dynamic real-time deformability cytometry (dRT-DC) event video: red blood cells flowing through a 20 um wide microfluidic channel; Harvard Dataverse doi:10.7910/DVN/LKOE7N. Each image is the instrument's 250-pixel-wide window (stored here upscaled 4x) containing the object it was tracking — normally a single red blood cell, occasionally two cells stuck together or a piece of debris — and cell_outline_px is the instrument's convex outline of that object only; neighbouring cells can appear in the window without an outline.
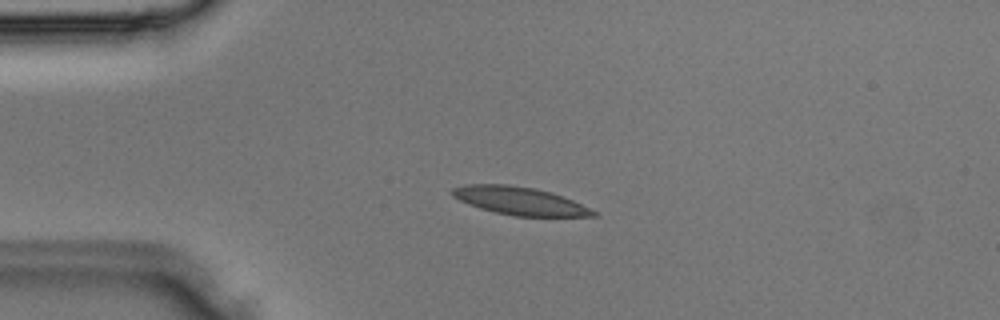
{"species": "Egyptian fruit bat (a non-hibernating species)", "species_latin": "Rousettus aegyptiacus", "temperature_condition": "room temperature", "stored_images_in_passage": 1, "camera_frame_rate_fps": 3000, "um_per_image_px": 0.085, "animal": {"sex": "male"}, "frame": {"image": 1, "passage_image": 1, "time_ms": 0.0, "image_size_px": [1000, 320], "cell_outline_px": [[600, 216], [516, 216], [496, 212], [480, 208], [468, 204], [452, 196], [452, 188], [464, 184], [508, 184], [536, 188], [552, 192], [572, 200], [600, 212]], "centroid_in_image_um": [44.21, 17.07], "position_along_channel_um": 40.8, "area_um2": 23.06}}